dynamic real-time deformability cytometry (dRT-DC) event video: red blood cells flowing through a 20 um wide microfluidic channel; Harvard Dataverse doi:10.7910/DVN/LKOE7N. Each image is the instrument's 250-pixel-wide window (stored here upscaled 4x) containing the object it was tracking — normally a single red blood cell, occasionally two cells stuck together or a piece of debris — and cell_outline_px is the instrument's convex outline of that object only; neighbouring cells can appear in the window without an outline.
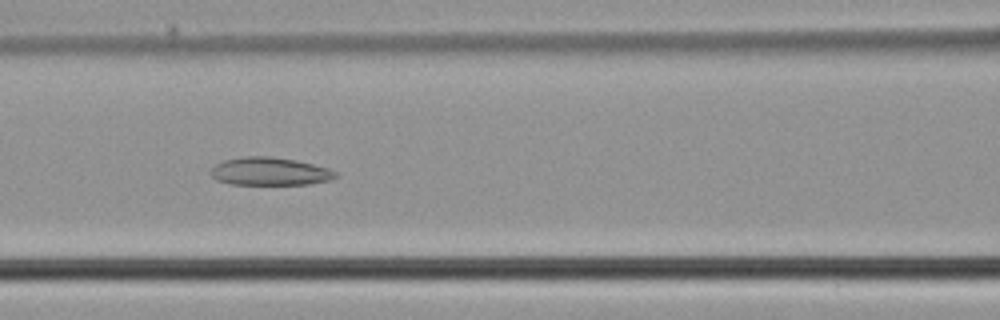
{"species": "common noctule bat (a hibernating species)", "species_latin": "Nyctalus noctula", "temperature_condition": "cold", "stored_images_in_passage": 50, "camera_frame_rate_fps": 3000, "um_per_image_px": 0.085, "animal": {"sex": "male", "body_mass_g": 21.5, "forearm_length_mm": 52.0}, "frame": {"image": 1, "passage_image": 22, "time_ms": 7.0, "image_size_px": [1000, 320], "cell_outline_px": [[340, 176], [332, 180], [308, 184], [232, 184], [216, 180], [212, 176], [212, 168], [216, 164], [224, 160], [244, 156], [272, 156], [296, 160], [328, 168], [336, 172]], "centroid_in_image_um": [22.97, 14.56], "position_along_channel_um": 143.6, "area_um2": 20.35}}
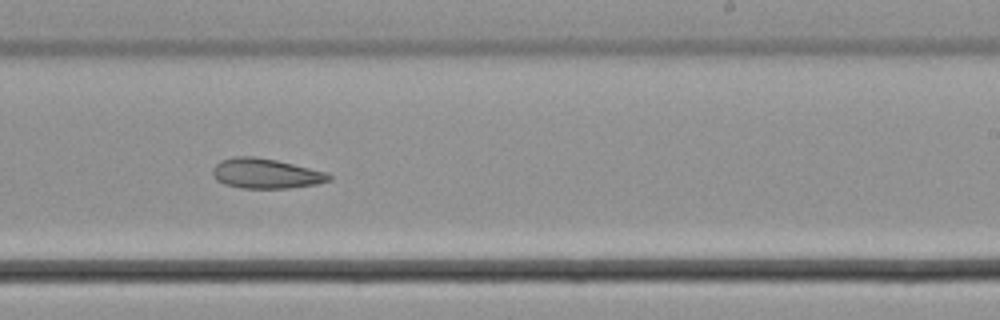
{"frame": {"image": 2, "passage_image": 31, "time_ms": 10.0, "image_size_px": [1000, 320], "cell_outline_px": [[332, 180], [316, 184], [288, 188], [240, 188], [224, 184], [216, 180], [212, 172], [212, 168], [220, 160], [236, 156], [252, 156], [276, 160], [324, 172], [332, 176]], "centroid_in_image_um": [22.55, 14.75], "position_along_channel_um": 266.5, "area_um2": 20.17}}
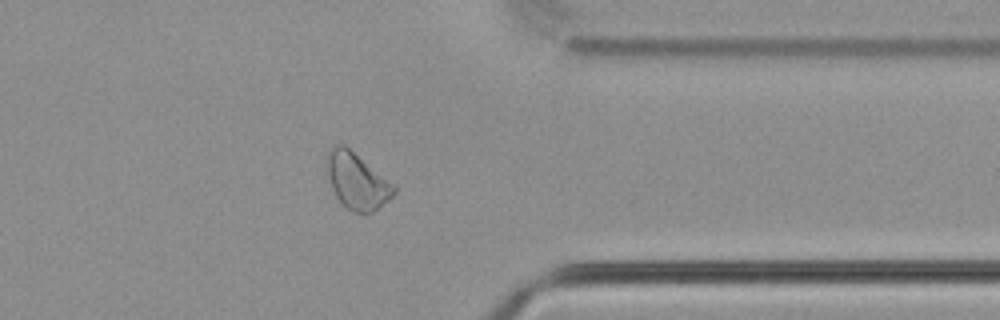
{"frame": {"image": 3, "passage_image": 40, "time_ms": 13.0, "image_size_px": [1000, 320], "cell_outline_px": [[396, 192], [388, 200], [372, 212], [352, 212], [336, 196], [332, 188], [324, 164], [328, 152], [332, 144], [344, 144], [396, 188]], "centroid_in_image_um": [30.27, 15.36], "position_along_channel_um": 381.1, "area_um2": 21.39}}